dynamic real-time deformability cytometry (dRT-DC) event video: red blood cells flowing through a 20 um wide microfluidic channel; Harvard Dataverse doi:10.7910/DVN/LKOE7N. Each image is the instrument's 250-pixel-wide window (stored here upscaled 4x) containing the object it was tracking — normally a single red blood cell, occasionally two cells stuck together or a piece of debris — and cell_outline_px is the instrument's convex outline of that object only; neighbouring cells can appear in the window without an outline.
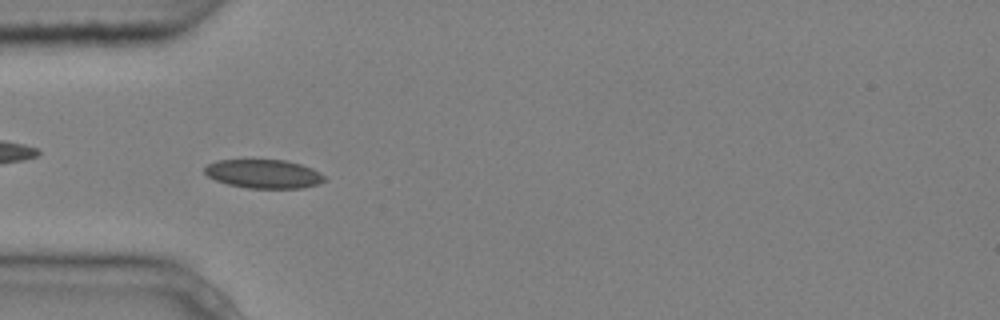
{"species": "common noctule bat (a hibernating species)", "species_latin": "Nyctalus noctula", "temperature_condition": "cold", "stored_images_in_passage": 6, "camera_frame_rate_fps": 3000, "um_per_image_px": 0.085, "animal": {"sex": "male", "body_mass_g": 20.4}, "frame": {"image": 1, "passage_image": 5, "time_ms": 1.333, "image_size_px": [1000, 320], "cell_outline_px": [[328, 180], [304, 188], [248, 188], [228, 184], [216, 180], [208, 176], [204, 172], [204, 168], [208, 164], [216, 160], [284, 160], [300, 164], [312, 168], [320, 172]], "centroid_in_image_um": [22.43, 14.78], "position_along_channel_um": 62.6, "area_um2": 20.06}}
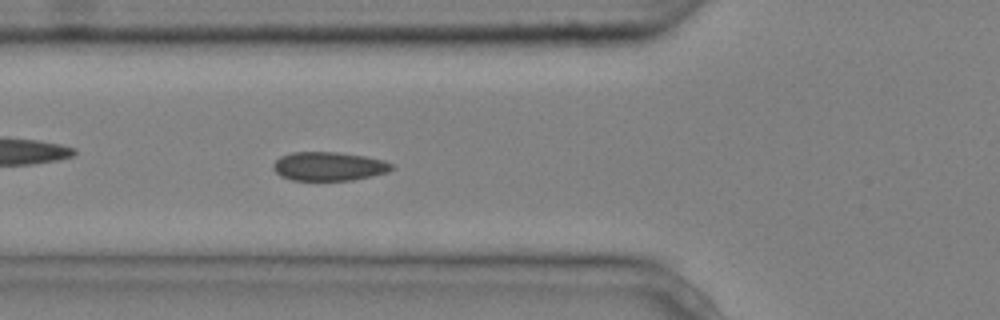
{"frame": {"image": 2, "passage_image": 6, "time_ms": 1.667, "image_size_px": [1000, 320], "cell_outline_px": [[392, 168], [388, 172], [372, 176], [352, 180], [292, 180], [280, 176], [272, 168], [272, 164], [280, 156], [292, 152], [336, 152], [364, 156], [384, 160], [392, 164]], "centroid_in_image_um": [27.92, 14.14], "position_along_channel_um": 97.9, "area_um2": 19.88}}